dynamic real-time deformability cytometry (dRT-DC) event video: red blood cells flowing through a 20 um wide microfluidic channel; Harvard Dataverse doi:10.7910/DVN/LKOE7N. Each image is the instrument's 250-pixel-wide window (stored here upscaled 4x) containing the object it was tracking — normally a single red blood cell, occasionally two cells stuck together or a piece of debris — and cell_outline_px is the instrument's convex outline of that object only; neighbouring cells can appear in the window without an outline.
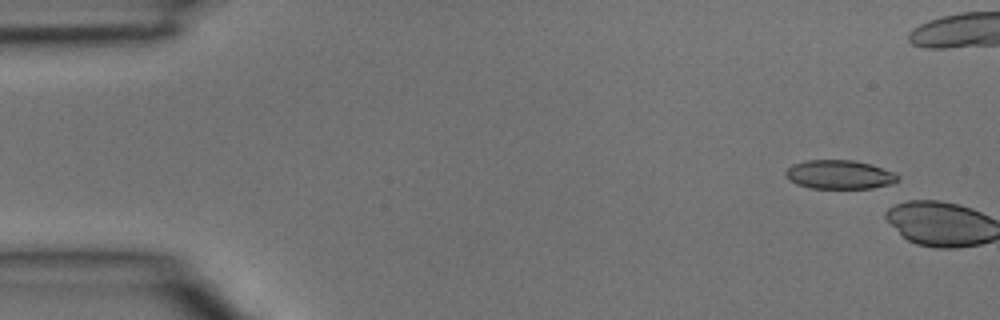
{"species": "common noctule bat (a hibernating species)", "species_latin": "Nyctalus noctula", "temperature_condition": "room temperature", "stored_images_in_passage": 4, "segment_of_instrument_passage": [2, 2], "camera_frame_rate_fps": 3000, "um_per_image_px": 0.085, "animal": {"sex": "male", "body_mass_g": 15.6}, "frame": {"image": 1, "passage_image": 4, "time_ms": 1.0, "image_size_px": [1000, 320], "cell_outline_px": [[900, 180], [892, 184], [872, 188], [812, 188], [796, 184], [788, 180], [784, 176], [784, 172], [792, 164], [808, 160], [852, 160], [872, 164], [896, 172], [900, 176]], "centroid_in_image_um": [71.38, 14.84], "position_along_channel_um": 13.6, "area_um2": 19.19}}